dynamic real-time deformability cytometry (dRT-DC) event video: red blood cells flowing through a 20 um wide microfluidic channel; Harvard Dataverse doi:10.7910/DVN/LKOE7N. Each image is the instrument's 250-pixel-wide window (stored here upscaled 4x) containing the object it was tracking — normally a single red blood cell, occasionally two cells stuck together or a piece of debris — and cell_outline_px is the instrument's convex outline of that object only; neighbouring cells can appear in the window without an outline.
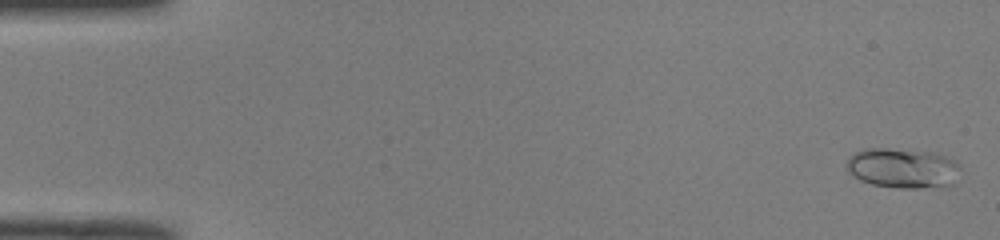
{"species": "common noctule bat (a hibernating species)", "species_latin": "Nyctalus noctula", "temperature_condition": "room temperature", "stored_images_in_passage": 51, "camera_frame_rate_fps": 3000, "um_per_image_px": 0.085, "animal": {"sex": "male", "body_mass_g": 19.0, "forearm_length_mm": 50.8}, "frame": {"image": 1, "passage_image": 2, "time_ms": 0.333, "image_size_px": [1000, 240], "cell_outline_px": [[960, 168], [956, 184], [920, 188], [900, 188], [872, 184], [860, 180], [848, 172], [844, 164], [848, 156], [852, 152], [864, 148], [888, 148], [932, 152], [956, 160]], "centroid_in_image_um": [76.7, 14.28], "position_along_channel_um": 8.3, "area_um2": 26.93}}
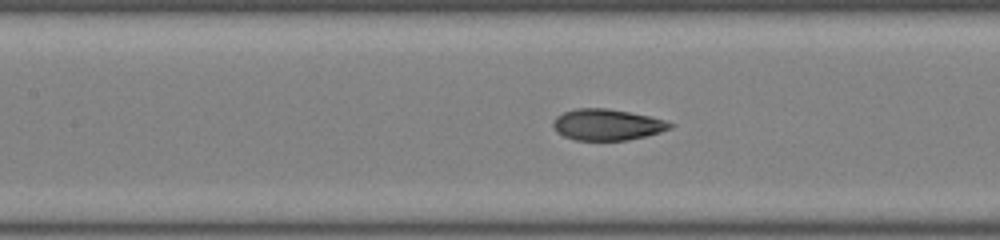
{"frame": {"image": 2, "passage_image": 24, "time_ms": 7.667, "image_size_px": [1000, 240], "cell_outline_px": [[676, 124], [672, 128], [660, 132], [628, 140], [576, 140], [564, 136], [556, 132], [552, 124], [552, 120], [556, 116], [564, 112], [576, 108], [608, 108], [648, 116], [664, 120]], "centroid_in_image_um": [51.58, 10.59], "position_along_channel_um": 155.8, "area_um2": 21.27}}
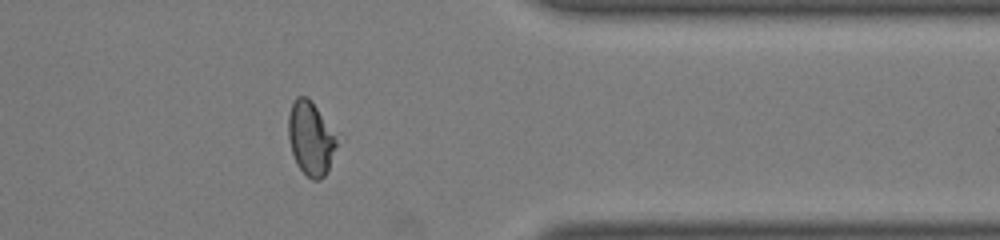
{"frame": {"image": 3, "passage_image": 42, "time_ms": 13.667, "image_size_px": [1000, 240], "cell_outline_px": [[340, 132], [336, 148], [328, 168], [324, 176], [320, 180], [312, 180], [296, 164], [292, 152], [288, 136], [288, 112], [296, 96], [308, 96]], "centroid_in_image_um": [26.46, 11.69], "position_along_channel_um": 384.9, "area_um2": 21.62}, "authors_computed_cell_mechanics": {"area_um2": 21.4438, "velocity_mm_per_s": 4.016, "shape_relaxation_time_tau1_ms": 6.2059, "shape_relaxation_time_tau2_ms": 1.1133, "deformation_change_tau1": 0.1853, "deformation_change_tau2": 0.0734}}